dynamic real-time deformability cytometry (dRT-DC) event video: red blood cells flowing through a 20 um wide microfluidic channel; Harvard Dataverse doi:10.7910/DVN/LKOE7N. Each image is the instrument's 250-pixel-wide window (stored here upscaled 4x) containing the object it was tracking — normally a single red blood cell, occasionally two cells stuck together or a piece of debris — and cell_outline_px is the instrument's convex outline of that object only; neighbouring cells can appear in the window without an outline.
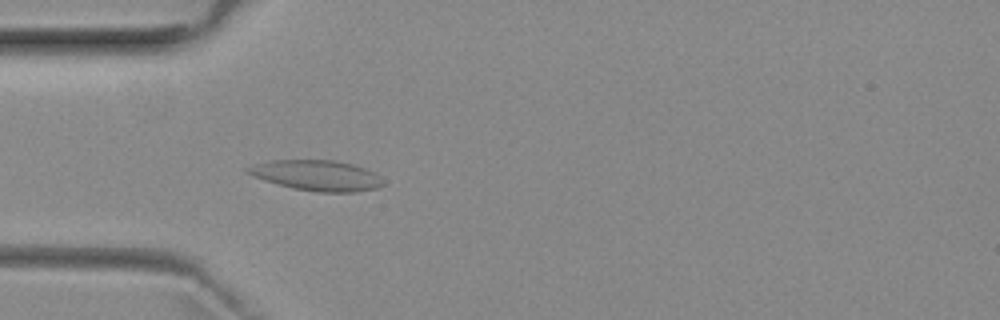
{"species": "common noctule bat (a hibernating species)", "species_latin": "Nyctalus noctula", "temperature_condition": "room temperature", "stored_images_in_passage": 10, "camera_frame_rate_fps": 3000, "um_per_image_px": 0.085, "animal": {"sex": "female", "body_mass_g": 29.2, "forearm_length_mm": 56.3}, "frame": {"image": 1, "passage_image": 6, "time_ms": 1.667, "image_size_px": [1000, 320], "cell_outline_px": [[384, 184], [376, 188], [356, 192], [320, 192], [292, 188], [264, 180], [252, 176], [244, 172], [244, 168], [256, 164], [272, 160], [336, 160], [352, 164], [376, 172], [380, 176]], "centroid_in_image_um": [26.92, 14.91], "position_along_channel_um": 58.1, "area_um2": 24.1}}
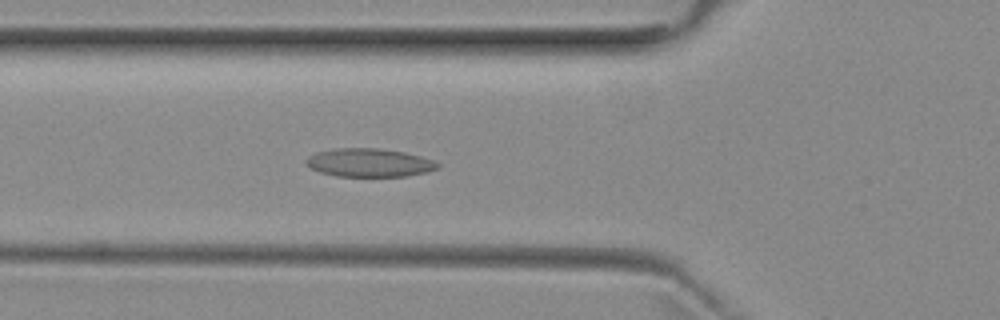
{"frame": {"image": 2, "passage_image": 9, "time_ms": 2.667, "image_size_px": [1000, 320], "cell_outline_px": [[440, 168], [424, 172], [404, 176], [336, 176], [320, 172], [304, 164], [304, 160], [308, 156], [316, 152], [332, 148], [376, 148], [404, 152], [420, 156], [432, 160], [440, 164]], "centroid_in_image_um": [31.34, 13.82], "position_along_channel_um": 94.5, "area_um2": 21.73}}